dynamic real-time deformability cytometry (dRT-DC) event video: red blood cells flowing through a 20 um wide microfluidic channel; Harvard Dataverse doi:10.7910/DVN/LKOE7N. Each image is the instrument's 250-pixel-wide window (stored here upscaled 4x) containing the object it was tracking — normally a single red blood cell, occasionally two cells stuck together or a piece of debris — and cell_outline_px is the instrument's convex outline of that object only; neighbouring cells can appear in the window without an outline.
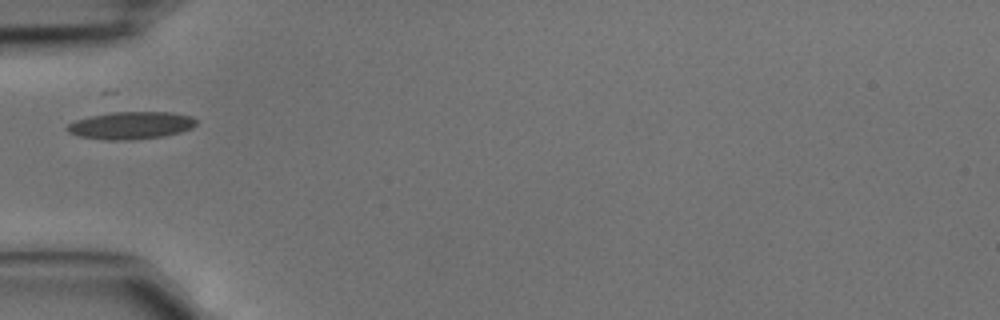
{"species": "common noctule bat (a hibernating species)", "species_latin": "Nyctalus noctula", "temperature_condition": "cold", "stored_images_in_passage": 5, "camera_frame_rate_fps": 3000, "um_per_image_px": 0.085, "animal": {"sex": "male", "body_mass_g": 15.6}, "frame": {"image": 1, "passage_image": 5, "time_ms": 1.333, "image_size_px": [1000, 320], "cell_outline_px": [[196, 124], [192, 128], [180, 132], [164, 136], [132, 140], [108, 140], [80, 136], [68, 132], [64, 128], [68, 124], [76, 120], [92, 116], [112, 112], [172, 112], [192, 116], [196, 120]], "centroid_in_image_um": [11.15, 10.66], "position_along_channel_um": 73.9, "area_um2": 20.63}}